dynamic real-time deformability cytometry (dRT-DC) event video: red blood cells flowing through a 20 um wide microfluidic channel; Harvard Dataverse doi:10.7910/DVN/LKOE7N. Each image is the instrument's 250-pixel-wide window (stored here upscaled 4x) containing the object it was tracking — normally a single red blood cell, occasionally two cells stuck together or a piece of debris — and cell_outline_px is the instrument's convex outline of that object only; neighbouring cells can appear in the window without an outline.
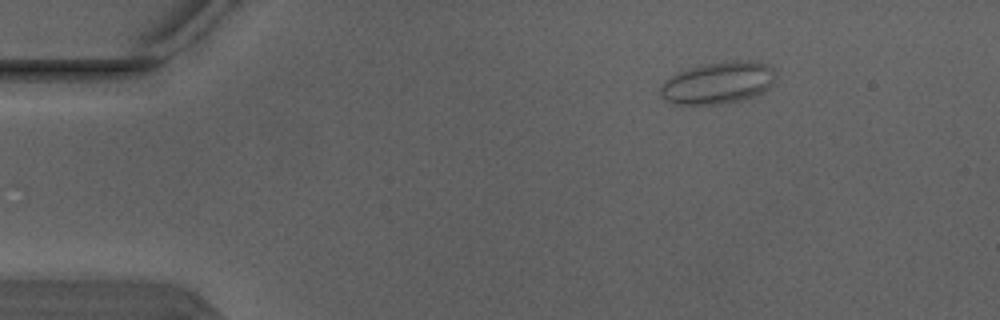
{"species": "Egyptian fruit bat (a non-hibernating species)", "species_latin": "Rousettus aegyptiacus", "temperature_condition": "warm", "stored_images_in_passage": 4, "camera_frame_rate_fps": 3000, "um_per_image_px": 0.085, "animal": {"sex": "male"}, "frame": {"image": 1, "passage_image": 4, "time_ms": 1.0, "image_size_px": [1000, 320], "cell_outline_px": [[776, 80], [764, 92], [740, 100], [720, 104], [672, 104], [660, 96], [660, 88], [664, 80], [676, 72], [688, 68], [704, 64], [732, 60], [756, 60], [768, 64], [776, 72]], "centroid_in_image_um": [61.04, 7.02], "position_along_channel_um": 24.0, "area_um2": 28.61}}